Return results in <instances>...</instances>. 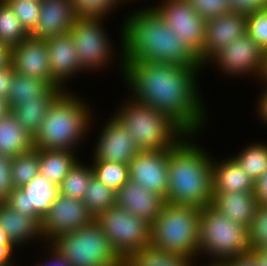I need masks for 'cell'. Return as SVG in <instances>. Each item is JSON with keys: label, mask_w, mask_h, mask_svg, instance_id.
<instances>
[{"label": "cell", "mask_w": 267, "mask_h": 266, "mask_svg": "<svg viewBox=\"0 0 267 266\" xmlns=\"http://www.w3.org/2000/svg\"><path fill=\"white\" fill-rule=\"evenodd\" d=\"M123 65L122 74L135 100L168 115L186 133L197 134L206 120L195 80L202 66L146 61Z\"/></svg>", "instance_id": "obj_1"}, {"label": "cell", "mask_w": 267, "mask_h": 266, "mask_svg": "<svg viewBox=\"0 0 267 266\" xmlns=\"http://www.w3.org/2000/svg\"><path fill=\"white\" fill-rule=\"evenodd\" d=\"M133 13L124 21L121 31L122 69L123 62L136 61L202 66L199 58L179 40L154 8H143Z\"/></svg>", "instance_id": "obj_2"}, {"label": "cell", "mask_w": 267, "mask_h": 266, "mask_svg": "<svg viewBox=\"0 0 267 266\" xmlns=\"http://www.w3.org/2000/svg\"><path fill=\"white\" fill-rule=\"evenodd\" d=\"M193 135L195 134H185L170 148L165 202L204 208L211 204L213 198V159L204 149L190 141Z\"/></svg>", "instance_id": "obj_3"}, {"label": "cell", "mask_w": 267, "mask_h": 266, "mask_svg": "<svg viewBox=\"0 0 267 266\" xmlns=\"http://www.w3.org/2000/svg\"><path fill=\"white\" fill-rule=\"evenodd\" d=\"M80 98L64 90L54 100L33 137L35 148L71 151L76 148L89 131L92 118L88 105Z\"/></svg>", "instance_id": "obj_4"}, {"label": "cell", "mask_w": 267, "mask_h": 266, "mask_svg": "<svg viewBox=\"0 0 267 266\" xmlns=\"http://www.w3.org/2000/svg\"><path fill=\"white\" fill-rule=\"evenodd\" d=\"M122 107L115 116L126 127L140 151L170 149L187 134L168 115L134 98Z\"/></svg>", "instance_id": "obj_5"}, {"label": "cell", "mask_w": 267, "mask_h": 266, "mask_svg": "<svg viewBox=\"0 0 267 266\" xmlns=\"http://www.w3.org/2000/svg\"><path fill=\"white\" fill-rule=\"evenodd\" d=\"M200 215L201 208L165 202L151 224L150 245L195 259L199 254Z\"/></svg>", "instance_id": "obj_6"}, {"label": "cell", "mask_w": 267, "mask_h": 266, "mask_svg": "<svg viewBox=\"0 0 267 266\" xmlns=\"http://www.w3.org/2000/svg\"><path fill=\"white\" fill-rule=\"evenodd\" d=\"M202 250V251H201ZM226 260L250 252L248 228L233 222L211 204L201 208L199 254Z\"/></svg>", "instance_id": "obj_7"}, {"label": "cell", "mask_w": 267, "mask_h": 266, "mask_svg": "<svg viewBox=\"0 0 267 266\" xmlns=\"http://www.w3.org/2000/svg\"><path fill=\"white\" fill-rule=\"evenodd\" d=\"M52 244L71 266H123L101 227L90 225L62 234Z\"/></svg>", "instance_id": "obj_8"}, {"label": "cell", "mask_w": 267, "mask_h": 266, "mask_svg": "<svg viewBox=\"0 0 267 266\" xmlns=\"http://www.w3.org/2000/svg\"><path fill=\"white\" fill-rule=\"evenodd\" d=\"M94 221L123 261L130 254L150 245L151 224L125 209L112 206L100 213Z\"/></svg>", "instance_id": "obj_9"}, {"label": "cell", "mask_w": 267, "mask_h": 266, "mask_svg": "<svg viewBox=\"0 0 267 266\" xmlns=\"http://www.w3.org/2000/svg\"><path fill=\"white\" fill-rule=\"evenodd\" d=\"M102 19L103 17L78 16L68 31L80 65L86 71L99 67L101 69L111 59L112 46L102 28Z\"/></svg>", "instance_id": "obj_10"}, {"label": "cell", "mask_w": 267, "mask_h": 266, "mask_svg": "<svg viewBox=\"0 0 267 266\" xmlns=\"http://www.w3.org/2000/svg\"><path fill=\"white\" fill-rule=\"evenodd\" d=\"M153 8L176 33L179 40L199 58L205 43L206 21L191 7L188 0H163Z\"/></svg>", "instance_id": "obj_11"}, {"label": "cell", "mask_w": 267, "mask_h": 266, "mask_svg": "<svg viewBox=\"0 0 267 266\" xmlns=\"http://www.w3.org/2000/svg\"><path fill=\"white\" fill-rule=\"evenodd\" d=\"M209 61H215L226 74L237 76L253 73L263 80L267 52L246 32L223 47Z\"/></svg>", "instance_id": "obj_12"}, {"label": "cell", "mask_w": 267, "mask_h": 266, "mask_svg": "<svg viewBox=\"0 0 267 266\" xmlns=\"http://www.w3.org/2000/svg\"><path fill=\"white\" fill-rule=\"evenodd\" d=\"M93 221L94 217L82 200L59 193L42 219L40 229L42 237L51 243L58 236L86 227Z\"/></svg>", "instance_id": "obj_13"}, {"label": "cell", "mask_w": 267, "mask_h": 266, "mask_svg": "<svg viewBox=\"0 0 267 266\" xmlns=\"http://www.w3.org/2000/svg\"><path fill=\"white\" fill-rule=\"evenodd\" d=\"M58 195L59 186L39 173L23 187L12 188L5 203L40 225Z\"/></svg>", "instance_id": "obj_14"}, {"label": "cell", "mask_w": 267, "mask_h": 266, "mask_svg": "<svg viewBox=\"0 0 267 266\" xmlns=\"http://www.w3.org/2000/svg\"><path fill=\"white\" fill-rule=\"evenodd\" d=\"M169 152L170 149L139 151L128 165L129 180L166 200Z\"/></svg>", "instance_id": "obj_15"}, {"label": "cell", "mask_w": 267, "mask_h": 266, "mask_svg": "<svg viewBox=\"0 0 267 266\" xmlns=\"http://www.w3.org/2000/svg\"><path fill=\"white\" fill-rule=\"evenodd\" d=\"M108 121L96 142L93 160L129 165L140 149L126 127L115 115Z\"/></svg>", "instance_id": "obj_16"}, {"label": "cell", "mask_w": 267, "mask_h": 266, "mask_svg": "<svg viewBox=\"0 0 267 266\" xmlns=\"http://www.w3.org/2000/svg\"><path fill=\"white\" fill-rule=\"evenodd\" d=\"M10 63L17 74L45 79L52 86L59 87L52 79L49 53L43 39L29 35L10 48Z\"/></svg>", "instance_id": "obj_17"}, {"label": "cell", "mask_w": 267, "mask_h": 266, "mask_svg": "<svg viewBox=\"0 0 267 266\" xmlns=\"http://www.w3.org/2000/svg\"><path fill=\"white\" fill-rule=\"evenodd\" d=\"M247 32V17L230 12L206 21L205 43L202 50V66L223 47Z\"/></svg>", "instance_id": "obj_18"}, {"label": "cell", "mask_w": 267, "mask_h": 266, "mask_svg": "<svg viewBox=\"0 0 267 266\" xmlns=\"http://www.w3.org/2000/svg\"><path fill=\"white\" fill-rule=\"evenodd\" d=\"M77 17L72 0H42L37 25L30 36L46 40L66 34Z\"/></svg>", "instance_id": "obj_19"}, {"label": "cell", "mask_w": 267, "mask_h": 266, "mask_svg": "<svg viewBox=\"0 0 267 266\" xmlns=\"http://www.w3.org/2000/svg\"><path fill=\"white\" fill-rule=\"evenodd\" d=\"M165 200L137 182L129 180L116 191L115 206L152 224L159 215Z\"/></svg>", "instance_id": "obj_20"}, {"label": "cell", "mask_w": 267, "mask_h": 266, "mask_svg": "<svg viewBox=\"0 0 267 266\" xmlns=\"http://www.w3.org/2000/svg\"><path fill=\"white\" fill-rule=\"evenodd\" d=\"M45 42L52 79L61 89H65L66 79L82 71L73 40L70 34L66 33L48 38Z\"/></svg>", "instance_id": "obj_21"}, {"label": "cell", "mask_w": 267, "mask_h": 266, "mask_svg": "<svg viewBox=\"0 0 267 266\" xmlns=\"http://www.w3.org/2000/svg\"><path fill=\"white\" fill-rule=\"evenodd\" d=\"M211 205L249 229L259 202L254 192H221L213 194Z\"/></svg>", "instance_id": "obj_22"}, {"label": "cell", "mask_w": 267, "mask_h": 266, "mask_svg": "<svg viewBox=\"0 0 267 266\" xmlns=\"http://www.w3.org/2000/svg\"><path fill=\"white\" fill-rule=\"evenodd\" d=\"M221 192H255V181L233 157L212 162V193Z\"/></svg>", "instance_id": "obj_23"}, {"label": "cell", "mask_w": 267, "mask_h": 266, "mask_svg": "<svg viewBox=\"0 0 267 266\" xmlns=\"http://www.w3.org/2000/svg\"><path fill=\"white\" fill-rule=\"evenodd\" d=\"M0 227L15 247L42 238L40 225L31 216L20 214L5 202H0Z\"/></svg>", "instance_id": "obj_24"}, {"label": "cell", "mask_w": 267, "mask_h": 266, "mask_svg": "<svg viewBox=\"0 0 267 266\" xmlns=\"http://www.w3.org/2000/svg\"><path fill=\"white\" fill-rule=\"evenodd\" d=\"M33 148V136L21 127L12 111L0 119V154L14 158Z\"/></svg>", "instance_id": "obj_25"}, {"label": "cell", "mask_w": 267, "mask_h": 266, "mask_svg": "<svg viewBox=\"0 0 267 266\" xmlns=\"http://www.w3.org/2000/svg\"><path fill=\"white\" fill-rule=\"evenodd\" d=\"M63 91L60 87L52 86L39 100H29L17 105L12 112L21 127L34 137L50 105Z\"/></svg>", "instance_id": "obj_26"}, {"label": "cell", "mask_w": 267, "mask_h": 266, "mask_svg": "<svg viewBox=\"0 0 267 266\" xmlns=\"http://www.w3.org/2000/svg\"><path fill=\"white\" fill-rule=\"evenodd\" d=\"M40 174L59 186L78 161L71 150L38 149Z\"/></svg>", "instance_id": "obj_27"}, {"label": "cell", "mask_w": 267, "mask_h": 266, "mask_svg": "<svg viewBox=\"0 0 267 266\" xmlns=\"http://www.w3.org/2000/svg\"><path fill=\"white\" fill-rule=\"evenodd\" d=\"M183 254L162 251L151 245L130 254L123 266H193L194 260Z\"/></svg>", "instance_id": "obj_28"}, {"label": "cell", "mask_w": 267, "mask_h": 266, "mask_svg": "<svg viewBox=\"0 0 267 266\" xmlns=\"http://www.w3.org/2000/svg\"><path fill=\"white\" fill-rule=\"evenodd\" d=\"M51 87L45 79L14 73L7 97L10 110L25 101L39 100Z\"/></svg>", "instance_id": "obj_29"}, {"label": "cell", "mask_w": 267, "mask_h": 266, "mask_svg": "<svg viewBox=\"0 0 267 266\" xmlns=\"http://www.w3.org/2000/svg\"><path fill=\"white\" fill-rule=\"evenodd\" d=\"M11 183L13 188H21L40 173L38 149L33 148L11 158Z\"/></svg>", "instance_id": "obj_30"}, {"label": "cell", "mask_w": 267, "mask_h": 266, "mask_svg": "<svg viewBox=\"0 0 267 266\" xmlns=\"http://www.w3.org/2000/svg\"><path fill=\"white\" fill-rule=\"evenodd\" d=\"M116 192L94 176L91 178L83 202L94 219L103 211L115 206Z\"/></svg>", "instance_id": "obj_31"}, {"label": "cell", "mask_w": 267, "mask_h": 266, "mask_svg": "<svg viewBox=\"0 0 267 266\" xmlns=\"http://www.w3.org/2000/svg\"><path fill=\"white\" fill-rule=\"evenodd\" d=\"M233 156L255 182L267 171V144L254 143Z\"/></svg>", "instance_id": "obj_32"}, {"label": "cell", "mask_w": 267, "mask_h": 266, "mask_svg": "<svg viewBox=\"0 0 267 266\" xmlns=\"http://www.w3.org/2000/svg\"><path fill=\"white\" fill-rule=\"evenodd\" d=\"M93 176L92 167L83 165L78 160L60 183L59 193L73 199L83 200L86 188Z\"/></svg>", "instance_id": "obj_33"}, {"label": "cell", "mask_w": 267, "mask_h": 266, "mask_svg": "<svg viewBox=\"0 0 267 266\" xmlns=\"http://www.w3.org/2000/svg\"><path fill=\"white\" fill-rule=\"evenodd\" d=\"M29 35L9 4L0 1V43L12 48Z\"/></svg>", "instance_id": "obj_34"}, {"label": "cell", "mask_w": 267, "mask_h": 266, "mask_svg": "<svg viewBox=\"0 0 267 266\" xmlns=\"http://www.w3.org/2000/svg\"><path fill=\"white\" fill-rule=\"evenodd\" d=\"M91 165L94 177L115 192L129 181V169L125 163L93 161Z\"/></svg>", "instance_id": "obj_35"}, {"label": "cell", "mask_w": 267, "mask_h": 266, "mask_svg": "<svg viewBox=\"0 0 267 266\" xmlns=\"http://www.w3.org/2000/svg\"><path fill=\"white\" fill-rule=\"evenodd\" d=\"M24 29L30 34L37 25L41 0H6Z\"/></svg>", "instance_id": "obj_36"}, {"label": "cell", "mask_w": 267, "mask_h": 266, "mask_svg": "<svg viewBox=\"0 0 267 266\" xmlns=\"http://www.w3.org/2000/svg\"><path fill=\"white\" fill-rule=\"evenodd\" d=\"M248 232L250 251L267 249V205H258Z\"/></svg>", "instance_id": "obj_37"}, {"label": "cell", "mask_w": 267, "mask_h": 266, "mask_svg": "<svg viewBox=\"0 0 267 266\" xmlns=\"http://www.w3.org/2000/svg\"><path fill=\"white\" fill-rule=\"evenodd\" d=\"M72 1L76 14L78 16L105 18L110 11L116 8L115 6H117V3L119 4L121 0H72Z\"/></svg>", "instance_id": "obj_38"}, {"label": "cell", "mask_w": 267, "mask_h": 266, "mask_svg": "<svg viewBox=\"0 0 267 266\" xmlns=\"http://www.w3.org/2000/svg\"><path fill=\"white\" fill-rule=\"evenodd\" d=\"M191 7L205 20L230 13L228 0H188Z\"/></svg>", "instance_id": "obj_39"}, {"label": "cell", "mask_w": 267, "mask_h": 266, "mask_svg": "<svg viewBox=\"0 0 267 266\" xmlns=\"http://www.w3.org/2000/svg\"><path fill=\"white\" fill-rule=\"evenodd\" d=\"M247 33L267 52V10L247 17Z\"/></svg>", "instance_id": "obj_40"}, {"label": "cell", "mask_w": 267, "mask_h": 266, "mask_svg": "<svg viewBox=\"0 0 267 266\" xmlns=\"http://www.w3.org/2000/svg\"><path fill=\"white\" fill-rule=\"evenodd\" d=\"M231 12L250 16L267 10V0H228Z\"/></svg>", "instance_id": "obj_41"}, {"label": "cell", "mask_w": 267, "mask_h": 266, "mask_svg": "<svg viewBox=\"0 0 267 266\" xmlns=\"http://www.w3.org/2000/svg\"><path fill=\"white\" fill-rule=\"evenodd\" d=\"M11 158L0 154V202H5L13 186L11 183Z\"/></svg>", "instance_id": "obj_42"}, {"label": "cell", "mask_w": 267, "mask_h": 266, "mask_svg": "<svg viewBox=\"0 0 267 266\" xmlns=\"http://www.w3.org/2000/svg\"><path fill=\"white\" fill-rule=\"evenodd\" d=\"M14 248L15 246L8 239L7 234L0 227V266H12Z\"/></svg>", "instance_id": "obj_43"}, {"label": "cell", "mask_w": 267, "mask_h": 266, "mask_svg": "<svg viewBox=\"0 0 267 266\" xmlns=\"http://www.w3.org/2000/svg\"><path fill=\"white\" fill-rule=\"evenodd\" d=\"M11 63L0 67V97L7 99L14 74Z\"/></svg>", "instance_id": "obj_44"}, {"label": "cell", "mask_w": 267, "mask_h": 266, "mask_svg": "<svg viewBox=\"0 0 267 266\" xmlns=\"http://www.w3.org/2000/svg\"><path fill=\"white\" fill-rule=\"evenodd\" d=\"M226 261L229 266H260L256 255L251 251L246 254L226 259Z\"/></svg>", "instance_id": "obj_45"}, {"label": "cell", "mask_w": 267, "mask_h": 266, "mask_svg": "<svg viewBox=\"0 0 267 266\" xmlns=\"http://www.w3.org/2000/svg\"><path fill=\"white\" fill-rule=\"evenodd\" d=\"M254 193L259 204L267 205V171L255 182Z\"/></svg>", "instance_id": "obj_46"}, {"label": "cell", "mask_w": 267, "mask_h": 266, "mask_svg": "<svg viewBox=\"0 0 267 266\" xmlns=\"http://www.w3.org/2000/svg\"><path fill=\"white\" fill-rule=\"evenodd\" d=\"M49 246L47 248H51L49 249V257H51V259H49L50 262L45 263L46 265L41 264V266H71L70 263L66 260V258L52 244Z\"/></svg>", "instance_id": "obj_47"}, {"label": "cell", "mask_w": 267, "mask_h": 266, "mask_svg": "<svg viewBox=\"0 0 267 266\" xmlns=\"http://www.w3.org/2000/svg\"><path fill=\"white\" fill-rule=\"evenodd\" d=\"M265 81V84H267V81L263 79V82ZM267 87V86H266ZM263 95H260V100H258L257 104V111L259 112V117L264 121V123L267 124V88L264 89Z\"/></svg>", "instance_id": "obj_48"}, {"label": "cell", "mask_w": 267, "mask_h": 266, "mask_svg": "<svg viewBox=\"0 0 267 266\" xmlns=\"http://www.w3.org/2000/svg\"><path fill=\"white\" fill-rule=\"evenodd\" d=\"M10 63V48L0 43V67Z\"/></svg>", "instance_id": "obj_49"}, {"label": "cell", "mask_w": 267, "mask_h": 266, "mask_svg": "<svg viewBox=\"0 0 267 266\" xmlns=\"http://www.w3.org/2000/svg\"><path fill=\"white\" fill-rule=\"evenodd\" d=\"M251 252L256 255L260 266H267V249Z\"/></svg>", "instance_id": "obj_50"}, {"label": "cell", "mask_w": 267, "mask_h": 266, "mask_svg": "<svg viewBox=\"0 0 267 266\" xmlns=\"http://www.w3.org/2000/svg\"><path fill=\"white\" fill-rule=\"evenodd\" d=\"M10 111L7 99L0 97V119L6 116Z\"/></svg>", "instance_id": "obj_51"}, {"label": "cell", "mask_w": 267, "mask_h": 266, "mask_svg": "<svg viewBox=\"0 0 267 266\" xmlns=\"http://www.w3.org/2000/svg\"><path fill=\"white\" fill-rule=\"evenodd\" d=\"M206 266H229L226 260H214V262L209 263Z\"/></svg>", "instance_id": "obj_52"}, {"label": "cell", "mask_w": 267, "mask_h": 266, "mask_svg": "<svg viewBox=\"0 0 267 266\" xmlns=\"http://www.w3.org/2000/svg\"><path fill=\"white\" fill-rule=\"evenodd\" d=\"M264 80L267 81V66H266V72H265V77H264Z\"/></svg>", "instance_id": "obj_53"}]
</instances>
